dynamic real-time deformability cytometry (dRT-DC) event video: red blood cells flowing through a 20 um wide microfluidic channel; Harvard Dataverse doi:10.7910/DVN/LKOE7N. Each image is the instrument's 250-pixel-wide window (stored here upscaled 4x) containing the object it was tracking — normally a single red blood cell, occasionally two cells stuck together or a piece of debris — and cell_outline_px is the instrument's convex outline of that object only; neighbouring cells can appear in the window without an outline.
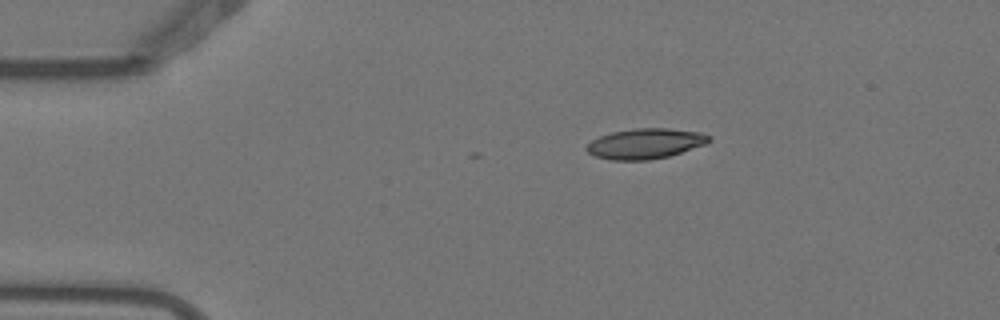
{"species": "Egyptian fruit bat (a non-hibernating species)", "species_latin": "Rousettus aegyptiacus", "temperature_condition": "warm", "stored_images_in_passage": 5, "camera_frame_rate_fps": 3000, "um_per_image_px": 0.085, "animal": {"sex": "female"}, "frame": {"image": 1, "passage_image": 5, "time_ms": 1.333, "image_size_px": [1000, 320], "cell_outline_px": [[712, 140], [704, 144], [668, 156], [648, 160], [612, 160], [596, 156], [588, 152], [584, 148], [592, 140], [600, 136], [612, 132], [636, 128], [668, 128], [700, 132], [712, 136]], "centroid_in_image_um": [54.85, 12.2], "position_along_channel_um": 30.2, "area_um2": 21.44}}